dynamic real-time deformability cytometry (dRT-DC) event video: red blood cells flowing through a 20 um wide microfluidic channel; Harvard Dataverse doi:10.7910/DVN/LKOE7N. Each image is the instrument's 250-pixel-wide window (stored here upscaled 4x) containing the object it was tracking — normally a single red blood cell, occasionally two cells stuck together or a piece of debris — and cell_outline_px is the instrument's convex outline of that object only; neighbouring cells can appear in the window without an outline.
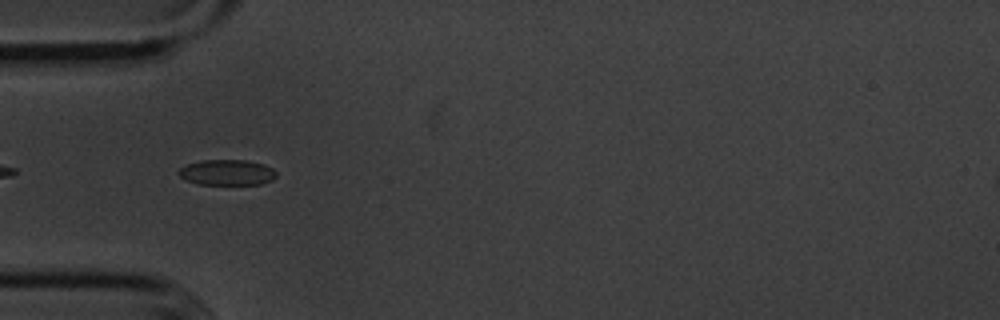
{"species": "common noctule bat (a hibernating species)", "species_latin": "Nyctalus noctula", "temperature_condition": "cold", "stored_images_in_passage": 40, "camera_frame_rate_fps": 3000, "um_per_image_px": 0.085, "animal": {"sex": "male", "body_mass_g": 20.1, "forearm_length_mm": 53.5}, "frame": {"image": 1, "passage_image": 2, "time_ms": 0.333, "image_size_px": [1000, 320], "cell_outline_px": [[276, 176], [272, 180], [260, 184], [196, 184], [180, 176], [176, 172], [180, 168], [188, 164], [200, 160], [248, 160], [264, 164], [272, 168], [276, 172]], "centroid_in_image_um": [19.3, 14.65], "position_along_channel_um": 65.7, "area_um2": 14.57}}
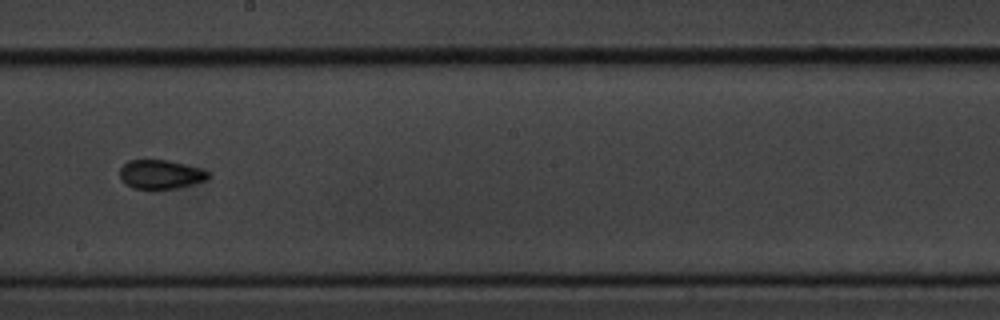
{"frame": {"image": 2, "passage_image": 16, "time_ms": 5.0, "image_size_px": [1000, 320], "cell_outline_px": [[208, 180], [176, 188], [156, 192], [152, 192], [132, 188], [120, 180], [120, 168], [128, 160], [168, 160], [200, 168], [208, 172]], "centroid_in_image_um": [13.61, 14.87], "position_along_channel_um": 234.6, "area_um2": 15.49}}
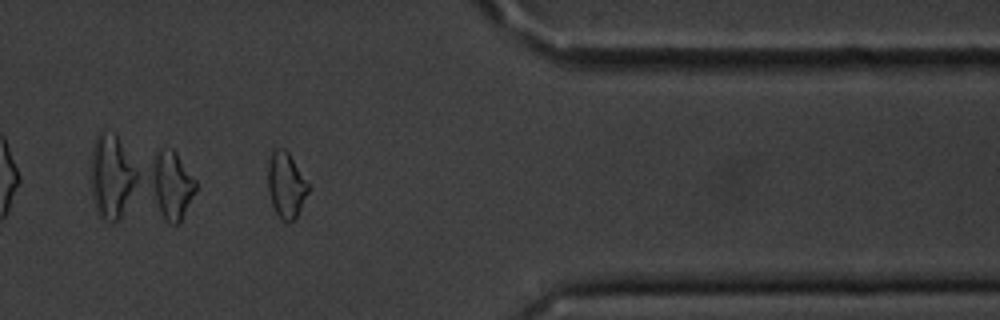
{"frame": {"image": 3, "passage_image": 30, "time_ms": 9.667, "image_size_px": [1000, 320], "cell_outline_px": [[312, 188], [296, 216], [292, 220], [280, 220], [272, 204], [268, 188], [268, 164], [272, 152], [276, 148], [284, 148], [288, 152]], "centroid_in_image_um": [24.34, 15.72], "position_along_channel_um": 387.1, "area_um2": 15.37}, "authors_computed_cell_mechanics": {"area_um2": 14.9413, "velocity_mm_per_s": 3.6213, "shape_relaxation_time_tau1_ms": 4.1271, "shape_relaxation_time_tau2_ms": 2.3757, "deformation_change_tau1": 0.0928, "deformation_change_tau2": 0.0759}}